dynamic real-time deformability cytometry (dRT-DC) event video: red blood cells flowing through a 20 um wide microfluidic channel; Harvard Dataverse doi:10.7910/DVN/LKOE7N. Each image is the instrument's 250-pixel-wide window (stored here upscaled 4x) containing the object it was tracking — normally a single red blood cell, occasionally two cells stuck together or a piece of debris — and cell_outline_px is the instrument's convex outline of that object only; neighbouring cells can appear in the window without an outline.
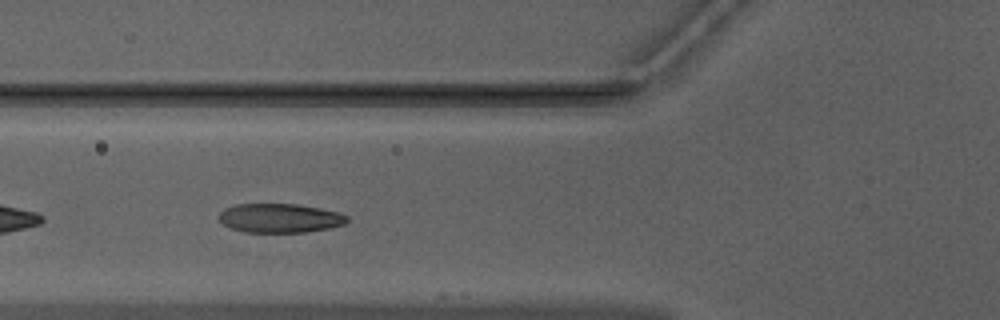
{"species": "Egyptian fruit bat (a non-hibernating species)", "species_latin": "Rousettus aegyptiacus", "temperature_condition": "warm", "stored_images_in_passage": 35, "camera_frame_rate_fps": 3000, "um_per_image_px": 0.085, "animal": {"sex": "male"}, "frame": {"image": 1, "passage_image": 3, "time_ms": 0.667, "image_size_px": [1000, 320], "cell_outline_px": [[348, 220], [344, 224], [328, 228], [304, 232], [244, 232], [232, 228], [224, 224], [220, 220], [220, 212], [224, 208], [236, 204], [296, 204], [320, 208], [340, 212], [348, 216]], "centroid_in_image_um": [23.8, 18.53], "position_along_channel_um": 102.0, "area_um2": 21.62}}
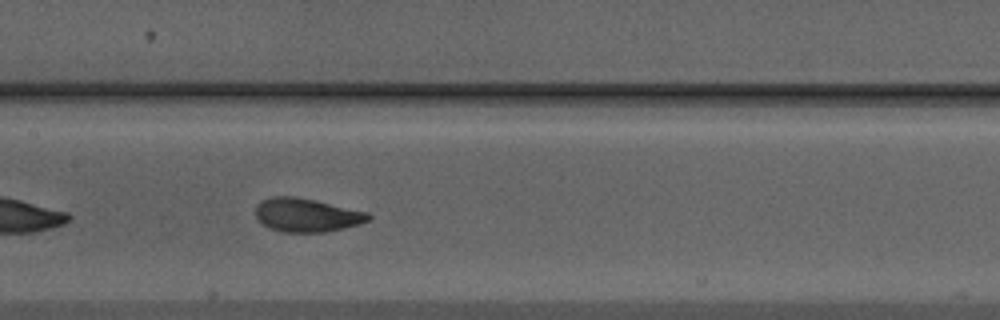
{"frame": {"image": 2, "passage_image": 9, "time_ms": 2.667, "image_size_px": [1000, 320], "cell_outline_px": [[372, 220], [360, 224], [328, 232], [284, 232], [268, 228], [256, 220], [256, 204], [260, 200], [272, 196], [296, 196], [316, 200], [368, 212], [372, 216]], "centroid_in_image_um": [26.06, 18.28], "position_along_channel_um": 181.3, "area_um2": 22.54}}
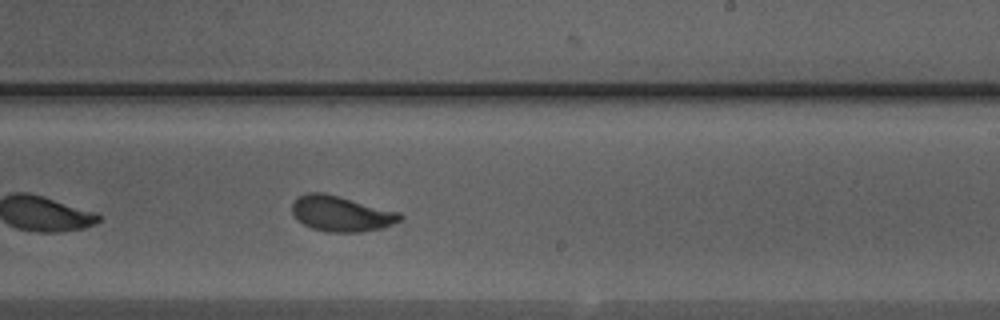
{"frame": {"image": 3, "passage_image": 15, "time_ms": 4.667, "image_size_px": [1000, 320], "cell_outline_px": [[404, 216], [400, 220], [384, 228], [360, 232], [328, 232], [312, 228], [296, 220], [292, 212], [292, 204], [300, 196], [308, 192], [320, 192], [340, 196], [400, 212]], "centroid_in_image_um": [29.01, 18.17], "position_along_channel_um": 260.0, "area_um2": 22.37}}